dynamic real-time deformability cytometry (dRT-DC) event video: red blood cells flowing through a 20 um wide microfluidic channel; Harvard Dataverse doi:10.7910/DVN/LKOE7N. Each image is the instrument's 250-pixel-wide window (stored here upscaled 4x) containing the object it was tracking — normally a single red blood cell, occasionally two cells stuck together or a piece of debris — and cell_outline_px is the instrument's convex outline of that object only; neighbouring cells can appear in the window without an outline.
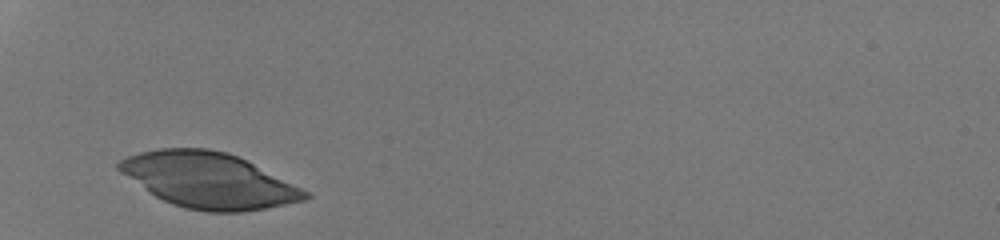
{"species": "human", "species_latin": "Homo sapiens", "temperature_condition": "room temperature", "stored_images_in_passage": 26, "camera_frame_rate_fps": 3000, "um_per_image_px": 0.085, "donor": {"sex": "male"}, "frame": {"image": 1, "passage_image": 1, "time_ms": 0.0, "image_size_px": [1000, 240], "cell_outline_px": [[312, 196], [304, 200], [244, 212], [204, 212], [184, 208], [172, 204], [148, 192], [120, 172], [116, 168], [116, 164], [120, 160], [128, 156], [140, 152], [160, 148], [208, 148], [228, 152], [312, 192]], "centroid_in_image_um": [17.74, 15.33], "position_along_channel_um": 67.3, "area_um2": 60.05}}